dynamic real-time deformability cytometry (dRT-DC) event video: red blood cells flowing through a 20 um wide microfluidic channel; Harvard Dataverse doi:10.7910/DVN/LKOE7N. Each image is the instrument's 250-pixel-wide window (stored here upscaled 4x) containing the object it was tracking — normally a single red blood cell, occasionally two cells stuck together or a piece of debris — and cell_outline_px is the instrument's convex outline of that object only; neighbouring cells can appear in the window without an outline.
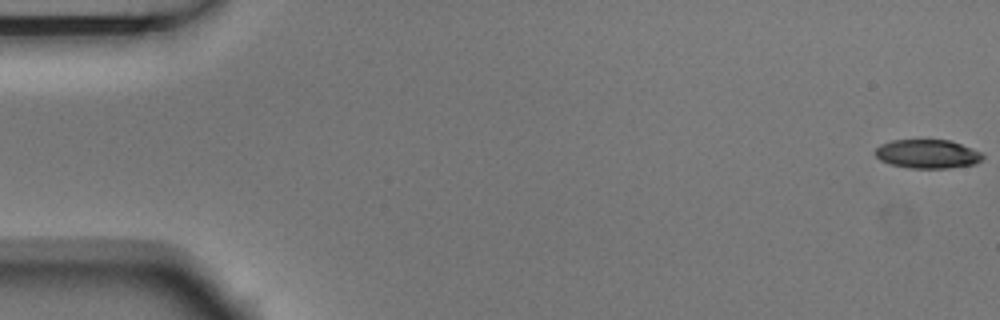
{"species": "Egyptian fruit bat (a non-hibernating species)", "species_latin": "Rousettus aegyptiacus", "temperature_condition": "room temperature", "stored_images_in_passage": 5, "camera_frame_rate_fps": 3000, "um_per_image_px": 0.085, "animal": {"sex": "male"}, "frame": {"image": 1, "passage_image": 1, "time_ms": 0.0, "image_size_px": [1000, 320], "cell_outline_px": [[984, 156], [976, 164], [948, 168], [912, 168], [892, 164], [880, 160], [876, 156], [876, 148], [880, 144], [892, 140], [952, 140], [972, 148], [980, 152]], "centroid_in_image_um": [78.85, 13.08], "position_along_channel_um": 6.1, "area_um2": 17.98}}
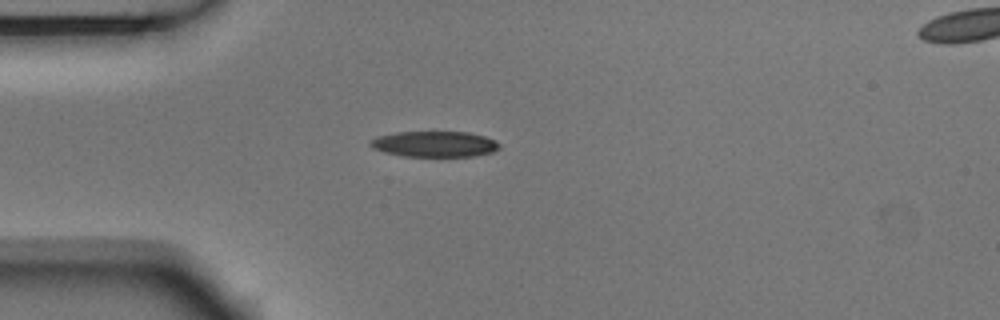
{"frame": {"image": 2, "passage_image": 5, "time_ms": 1.333, "image_size_px": [1000, 320], "cell_outline_px": [[500, 148], [492, 152], [476, 156], [404, 156], [384, 152], [372, 148], [368, 144], [368, 140], [376, 136], [396, 132], [468, 132], [484, 136], [496, 140], [500, 144]], "centroid_in_image_um": [36.91, 12.24], "position_along_channel_um": 48.1, "area_um2": 19.54}}